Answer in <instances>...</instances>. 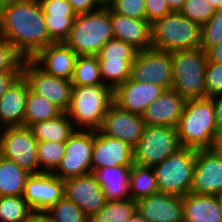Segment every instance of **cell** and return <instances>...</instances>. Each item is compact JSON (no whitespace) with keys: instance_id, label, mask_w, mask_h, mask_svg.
<instances>
[{"instance_id":"cell-2","label":"cell","mask_w":222,"mask_h":222,"mask_svg":"<svg viewBox=\"0 0 222 222\" xmlns=\"http://www.w3.org/2000/svg\"><path fill=\"white\" fill-rule=\"evenodd\" d=\"M219 129L210 97L188 100L177 125L182 147L211 149Z\"/></svg>"},{"instance_id":"cell-53","label":"cell","mask_w":222,"mask_h":222,"mask_svg":"<svg viewBox=\"0 0 222 222\" xmlns=\"http://www.w3.org/2000/svg\"><path fill=\"white\" fill-rule=\"evenodd\" d=\"M215 10L222 8V0H208Z\"/></svg>"},{"instance_id":"cell-27","label":"cell","mask_w":222,"mask_h":222,"mask_svg":"<svg viewBox=\"0 0 222 222\" xmlns=\"http://www.w3.org/2000/svg\"><path fill=\"white\" fill-rule=\"evenodd\" d=\"M29 128L38 142H66L77 130L64 112L55 118L37 122Z\"/></svg>"},{"instance_id":"cell-48","label":"cell","mask_w":222,"mask_h":222,"mask_svg":"<svg viewBox=\"0 0 222 222\" xmlns=\"http://www.w3.org/2000/svg\"><path fill=\"white\" fill-rule=\"evenodd\" d=\"M24 222H51L46 212L33 211Z\"/></svg>"},{"instance_id":"cell-3","label":"cell","mask_w":222,"mask_h":222,"mask_svg":"<svg viewBox=\"0 0 222 222\" xmlns=\"http://www.w3.org/2000/svg\"><path fill=\"white\" fill-rule=\"evenodd\" d=\"M113 90L105 85H73L71 103L67 110L77 130H98L110 105Z\"/></svg>"},{"instance_id":"cell-49","label":"cell","mask_w":222,"mask_h":222,"mask_svg":"<svg viewBox=\"0 0 222 222\" xmlns=\"http://www.w3.org/2000/svg\"><path fill=\"white\" fill-rule=\"evenodd\" d=\"M211 149L222 158V130L215 135Z\"/></svg>"},{"instance_id":"cell-16","label":"cell","mask_w":222,"mask_h":222,"mask_svg":"<svg viewBox=\"0 0 222 222\" xmlns=\"http://www.w3.org/2000/svg\"><path fill=\"white\" fill-rule=\"evenodd\" d=\"M222 190V158L212 149H197L190 192L216 195Z\"/></svg>"},{"instance_id":"cell-47","label":"cell","mask_w":222,"mask_h":222,"mask_svg":"<svg viewBox=\"0 0 222 222\" xmlns=\"http://www.w3.org/2000/svg\"><path fill=\"white\" fill-rule=\"evenodd\" d=\"M206 54L209 62L222 64V41L216 46L211 47Z\"/></svg>"},{"instance_id":"cell-9","label":"cell","mask_w":222,"mask_h":222,"mask_svg":"<svg viewBox=\"0 0 222 222\" xmlns=\"http://www.w3.org/2000/svg\"><path fill=\"white\" fill-rule=\"evenodd\" d=\"M37 139L29 127H4L0 133V155L31 174L39 173Z\"/></svg>"},{"instance_id":"cell-32","label":"cell","mask_w":222,"mask_h":222,"mask_svg":"<svg viewBox=\"0 0 222 222\" xmlns=\"http://www.w3.org/2000/svg\"><path fill=\"white\" fill-rule=\"evenodd\" d=\"M137 210V203L128 200L106 201L105 205L92 217L89 222H126Z\"/></svg>"},{"instance_id":"cell-22","label":"cell","mask_w":222,"mask_h":222,"mask_svg":"<svg viewBox=\"0 0 222 222\" xmlns=\"http://www.w3.org/2000/svg\"><path fill=\"white\" fill-rule=\"evenodd\" d=\"M44 14V21L50 40L64 43L73 27L76 13L66 0H38Z\"/></svg>"},{"instance_id":"cell-50","label":"cell","mask_w":222,"mask_h":222,"mask_svg":"<svg viewBox=\"0 0 222 222\" xmlns=\"http://www.w3.org/2000/svg\"><path fill=\"white\" fill-rule=\"evenodd\" d=\"M186 0H166L170 10L172 12H179Z\"/></svg>"},{"instance_id":"cell-37","label":"cell","mask_w":222,"mask_h":222,"mask_svg":"<svg viewBox=\"0 0 222 222\" xmlns=\"http://www.w3.org/2000/svg\"><path fill=\"white\" fill-rule=\"evenodd\" d=\"M138 50L131 44L119 39L109 40L97 53L98 60L120 61L134 60Z\"/></svg>"},{"instance_id":"cell-17","label":"cell","mask_w":222,"mask_h":222,"mask_svg":"<svg viewBox=\"0 0 222 222\" xmlns=\"http://www.w3.org/2000/svg\"><path fill=\"white\" fill-rule=\"evenodd\" d=\"M133 164V147L119 139L105 136L98 130H94L92 172L103 167L132 166Z\"/></svg>"},{"instance_id":"cell-24","label":"cell","mask_w":222,"mask_h":222,"mask_svg":"<svg viewBox=\"0 0 222 222\" xmlns=\"http://www.w3.org/2000/svg\"><path fill=\"white\" fill-rule=\"evenodd\" d=\"M29 85L23 75L0 98V125L24 126Z\"/></svg>"},{"instance_id":"cell-40","label":"cell","mask_w":222,"mask_h":222,"mask_svg":"<svg viewBox=\"0 0 222 222\" xmlns=\"http://www.w3.org/2000/svg\"><path fill=\"white\" fill-rule=\"evenodd\" d=\"M25 58L8 41L0 38V73L22 71Z\"/></svg>"},{"instance_id":"cell-31","label":"cell","mask_w":222,"mask_h":222,"mask_svg":"<svg viewBox=\"0 0 222 222\" xmlns=\"http://www.w3.org/2000/svg\"><path fill=\"white\" fill-rule=\"evenodd\" d=\"M72 85H100L104 84L96 55L77 56L73 76L71 78Z\"/></svg>"},{"instance_id":"cell-10","label":"cell","mask_w":222,"mask_h":222,"mask_svg":"<svg viewBox=\"0 0 222 222\" xmlns=\"http://www.w3.org/2000/svg\"><path fill=\"white\" fill-rule=\"evenodd\" d=\"M22 75L33 93L44 97L62 112H67L73 88L71 80L45 73L31 59L24 60Z\"/></svg>"},{"instance_id":"cell-12","label":"cell","mask_w":222,"mask_h":222,"mask_svg":"<svg viewBox=\"0 0 222 222\" xmlns=\"http://www.w3.org/2000/svg\"><path fill=\"white\" fill-rule=\"evenodd\" d=\"M131 78L137 82H151L172 89V57L171 53L157 49L138 51L132 63Z\"/></svg>"},{"instance_id":"cell-38","label":"cell","mask_w":222,"mask_h":222,"mask_svg":"<svg viewBox=\"0 0 222 222\" xmlns=\"http://www.w3.org/2000/svg\"><path fill=\"white\" fill-rule=\"evenodd\" d=\"M215 11L208 0H186L179 12L202 27L210 20Z\"/></svg>"},{"instance_id":"cell-30","label":"cell","mask_w":222,"mask_h":222,"mask_svg":"<svg viewBox=\"0 0 222 222\" xmlns=\"http://www.w3.org/2000/svg\"><path fill=\"white\" fill-rule=\"evenodd\" d=\"M61 113L62 111L50 101L33 93L30 89L28 90L24 118L25 127L55 118Z\"/></svg>"},{"instance_id":"cell-7","label":"cell","mask_w":222,"mask_h":222,"mask_svg":"<svg viewBox=\"0 0 222 222\" xmlns=\"http://www.w3.org/2000/svg\"><path fill=\"white\" fill-rule=\"evenodd\" d=\"M196 150L182 147L153 166L160 193L184 197L193 182Z\"/></svg>"},{"instance_id":"cell-26","label":"cell","mask_w":222,"mask_h":222,"mask_svg":"<svg viewBox=\"0 0 222 222\" xmlns=\"http://www.w3.org/2000/svg\"><path fill=\"white\" fill-rule=\"evenodd\" d=\"M131 166L103 167L92 173L102 187L107 201L128 200Z\"/></svg>"},{"instance_id":"cell-46","label":"cell","mask_w":222,"mask_h":222,"mask_svg":"<svg viewBox=\"0 0 222 222\" xmlns=\"http://www.w3.org/2000/svg\"><path fill=\"white\" fill-rule=\"evenodd\" d=\"M213 101L215 110V120L219 130H222V94L210 97Z\"/></svg>"},{"instance_id":"cell-15","label":"cell","mask_w":222,"mask_h":222,"mask_svg":"<svg viewBox=\"0 0 222 222\" xmlns=\"http://www.w3.org/2000/svg\"><path fill=\"white\" fill-rule=\"evenodd\" d=\"M64 197L79 206L88 218L96 214L107 201L93 173L64 180Z\"/></svg>"},{"instance_id":"cell-5","label":"cell","mask_w":222,"mask_h":222,"mask_svg":"<svg viewBox=\"0 0 222 222\" xmlns=\"http://www.w3.org/2000/svg\"><path fill=\"white\" fill-rule=\"evenodd\" d=\"M151 43V48L169 53L196 49L201 47V27L180 12H172L151 23Z\"/></svg>"},{"instance_id":"cell-25","label":"cell","mask_w":222,"mask_h":222,"mask_svg":"<svg viewBox=\"0 0 222 222\" xmlns=\"http://www.w3.org/2000/svg\"><path fill=\"white\" fill-rule=\"evenodd\" d=\"M183 222H222L216 195L188 193L182 197Z\"/></svg>"},{"instance_id":"cell-44","label":"cell","mask_w":222,"mask_h":222,"mask_svg":"<svg viewBox=\"0 0 222 222\" xmlns=\"http://www.w3.org/2000/svg\"><path fill=\"white\" fill-rule=\"evenodd\" d=\"M68 2L76 15L94 12L103 7L99 0H68Z\"/></svg>"},{"instance_id":"cell-52","label":"cell","mask_w":222,"mask_h":222,"mask_svg":"<svg viewBox=\"0 0 222 222\" xmlns=\"http://www.w3.org/2000/svg\"><path fill=\"white\" fill-rule=\"evenodd\" d=\"M24 1H27V0H0V9L5 6H9V5L24 2Z\"/></svg>"},{"instance_id":"cell-34","label":"cell","mask_w":222,"mask_h":222,"mask_svg":"<svg viewBox=\"0 0 222 222\" xmlns=\"http://www.w3.org/2000/svg\"><path fill=\"white\" fill-rule=\"evenodd\" d=\"M65 155V142H38L39 173H53Z\"/></svg>"},{"instance_id":"cell-33","label":"cell","mask_w":222,"mask_h":222,"mask_svg":"<svg viewBox=\"0 0 222 222\" xmlns=\"http://www.w3.org/2000/svg\"><path fill=\"white\" fill-rule=\"evenodd\" d=\"M98 62L104 84L109 86L113 91L131 78V69L134 60H98Z\"/></svg>"},{"instance_id":"cell-39","label":"cell","mask_w":222,"mask_h":222,"mask_svg":"<svg viewBox=\"0 0 222 222\" xmlns=\"http://www.w3.org/2000/svg\"><path fill=\"white\" fill-rule=\"evenodd\" d=\"M222 41V8L217 9L210 20L201 27V48L207 52Z\"/></svg>"},{"instance_id":"cell-45","label":"cell","mask_w":222,"mask_h":222,"mask_svg":"<svg viewBox=\"0 0 222 222\" xmlns=\"http://www.w3.org/2000/svg\"><path fill=\"white\" fill-rule=\"evenodd\" d=\"M22 76V71L0 73V98Z\"/></svg>"},{"instance_id":"cell-8","label":"cell","mask_w":222,"mask_h":222,"mask_svg":"<svg viewBox=\"0 0 222 222\" xmlns=\"http://www.w3.org/2000/svg\"><path fill=\"white\" fill-rule=\"evenodd\" d=\"M180 148L177 127L145 126L139 142L133 148L134 164L153 167Z\"/></svg>"},{"instance_id":"cell-21","label":"cell","mask_w":222,"mask_h":222,"mask_svg":"<svg viewBox=\"0 0 222 222\" xmlns=\"http://www.w3.org/2000/svg\"><path fill=\"white\" fill-rule=\"evenodd\" d=\"M186 101L181 95L167 89L142 114L146 126L177 127Z\"/></svg>"},{"instance_id":"cell-6","label":"cell","mask_w":222,"mask_h":222,"mask_svg":"<svg viewBox=\"0 0 222 222\" xmlns=\"http://www.w3.org/2000/svg\"><path fill=\"white\" fill-rule=\"evenodd\" d=\"M172 89L185 100L206 98L205 69L207 54L201 48L171 52Z\"/></svg>"},{"instance_id":"cell-14","label":"cell","mask_w":222,"mask_h":222,"mask_svg":"<svg viewBox=\"0 0 222 222\" xmlns=\"http://www.w3.org/2000/svg\"><path fill=\"white\" fill-rule=\"evenodd\" d=\"M23 197L32 211L45 212L64 197V180L53 173L31 174Z\"/></svg>"},{"instance_id":"cell-20","label":"cell","mask_w":222,"mask_h":222,"mask_svg":"<svg viewBox=\"0 0 222 222\" xmlns=\"http://www.w3.org/2000/svg\"><path fill=\"white\" fill-rule=\"evenodd\" d=\"M77 56L65 43H53L31 60L47 74L71 80Z\"/></svg>"},{"instance_id":"cell-54","label":"cell","mask_w":222,"mask_h":222,"mask_svg":"<svg viewBox=\"0 0 222 222\" xmlns=\"http://www.w3.org/2000/svg\"><path fill=\"white\" fill-rule=\"evenodd\" d=\"M100 1V4L103 6V7H108L112 2H114L115 0H99Z\"/></svg>"},{"instance_id":"cell-13","label":"cell","mask_w":222,"mask_h":222,"mask_svg":"<svg viewBox=\"0 0 222 222\" xmlns=\"http://www.w3.org/2000/svg\"><path fill=\"white\" fill-rule=\"evenodd\" d=\"M145 126L141 114L123 110L113 102L98 131L105 136L119 139L134 148L139 142Z\"/></svg>"},{"instance_id":"cell-36","label":"cell","mask_w":222,"mask_h":222,"mask_svg":"<svg viewBox=\"0 0 222 222\" xmlns=\"http://www.w3.org/2000/svg\"><path fill=\"white\" fill-rule=\"evenodd\" d=\"M51 222H89L83 210L73 201L63 197L45 211Z\"/></svg>"},{"instance_id":"cell-1","label":"cell","mask_w":222,"mask_h":222,"mask_svg":"<svg viewBox=\"0 0 222 222\" xmlns=\"http://www.w3.org/2000/svg\"><path fill=\"white\" fill-rule=\"evenodd\" d=\"M0 38L10 42L25 59H32L53 44L39 1L27 0L1 8Z\"/></svg>"},{"instance_id":"cell-51","label":"cell","mask_w":222,"mask_h":222,"mask_svg":"<svg viewBox=\"0 0 222 222\" xmlns=\"http://www.w3.org/2000/svg\"><path fill=\"white\" fill-rule=\"evenodd\" d=\"M126 222H147V221L142 217V215L138 212V210H136L135 213Z\"/></svg>"},{"instance_id":"cell-42","label":"cell","mask_w":222,"mask_h":222,"mask_svg":"<svg viewBox=\"0 0 222 222\" xmlns=\"http://www.w3.org/2000/svg\"><path fill=\"white\" fill-rule=\"evenodd\" d=\"M204 79L206 98L222 94V64L207 60Z\"/></svg>"},{"instance_id":"cell-18","label":"cell","mask_w":222,"mask_h":222,"mask_svg":"<svg viewBox=\"0 0 222 222\" xmlns=\"http://www.w3.org/2000/svg\"><path fill=\"white\" fill-rule=\"evenodd\" d=\"M164 90L151 82H137L129 78L113 91V102L123 110L142 115Z\"/></svg>"},{"instance_id":"cell-43","label":"cell","mask_w":222,"mask_h":222,"mask_svg":"<svg viewBox=\"0 0 222 222\" xmlns=\"http://www.w3.org/2000/svg\"><path fill=\"white\" fill-rule=\"evenodd\" d=\"M146 20L151 24L155 20L172 13L166 0H145Z\"/></svg>"},{"instance_id":"cell-35","label":"cell","mask_w":222,"mask_h":222,"mask_svg":"<svg viewBox=\"0 0 222 222\" xmlns=\"http://www.w3.org/2000/svg\"><path fill=\"white\" fill-rule=\"evenodd\" d=\"M32 212L23 195L0 197V222H24Z\"/></svg>"},{"instance_id":"cell-41","label":"cell","mask_w":222,"mask_h":222,"mask_svg":"<svg viewBox=\"0 0 222 222\" xmlns=\"http://www.w3.org/2000/svg\"><path fill=\"white\" fill-rule=\"evenodd\" d=\"M108 7L122 16L146 19L145 0H115Z\"/></svg>"},{"instance_id":"cell-55","label":"cell","mask_w":222,"mask_h":222,"mask_svg":"<svg viewBox=\"0 0 222 222\" xmlns=\"http://www.w3.org/2000/svg\"><path fill=\"white\" fill-rule=\"evenodd\" d=\"M218 202L220 204V208L222 209V190L216 194Z\"/></svg>"},{"instance_id":"cell-11","label":"cell","mask_w":222,"mask_h":222,"mask_svg":"<svg viewBox=\"0 0 222 222\" xmlns=\"http://www.w3.org/2000/svg\"><path fill=\"white\" fill-rule=\"evenodd\" d=\"M94 130H76L65 142V155L54 175L66 180L92 173Z\"/></svg>"},{"instance_id":"cell-29","label":"cell","mask_w":222,"mask_h":222,"mask_svg":"<svg viewBox=\"0 0 222 222\" xmlns=\"http://www.w3.org/2000/svg\"><path fill=\"white\" fill-rule=\"evenodd\" d=\"M130 196L133 201L159 193L153 167L133 164L130 171Z\"/></svg>"},{"instance_id":"cell-4","label":"cell","mask_w":222,"mask_h":222,"mask_svg":"<svg viewBox=\"0 0 222 222\" xmlns=\"http://www.w3.org/2000/svg\"><path fill=\"white\" fill-rule=\"evenodd\" d=\"M114 38L110 8L77 14L68 39L64 42L78 56L97 55L99 50Z\"/></svg>"},{"instance_id":"cell-23","label":"cell","mask_w":222,"mask_h":222,"mask_svg":"<svg viewBox=\"0 0 222 222\" xmlns=\"http://www.w3.org/2000/svg\"><path fill=\"white\" fill-rule=\"evenodd\" d=\"M110 19L115 39L131 44L138 51L152 47L151 24L146 19L122 16L114 13L111 9Z\"/></svg>"},{"instance_id":"cell-28","label":"cell","mask_w":222,"mask_h":222,"mask_svg":"<svg viewBox=\"0 0 222 222\" xmlns=\"http://www.w3.org/2000/svg\"><path fill=\"white\" fill-rule=\"evenodd\" d=\"M31 175L12 160L0 155V197L21 196Z\"/></svg>"},{"instance_id":"cell-19","label":"cell","mask_w":222,"mask_h":222,"mask_svg":"<svg viewBox=\"0 0 222 222\" xmlns=\"http://www.w3.org/2000/svg\"><path fill=\"white\" fill-rule=\"evenodd\" d=\"M137 210L147 222H183L182 197L157 193L137 202Z\"/></svg>"}]
</instances>
